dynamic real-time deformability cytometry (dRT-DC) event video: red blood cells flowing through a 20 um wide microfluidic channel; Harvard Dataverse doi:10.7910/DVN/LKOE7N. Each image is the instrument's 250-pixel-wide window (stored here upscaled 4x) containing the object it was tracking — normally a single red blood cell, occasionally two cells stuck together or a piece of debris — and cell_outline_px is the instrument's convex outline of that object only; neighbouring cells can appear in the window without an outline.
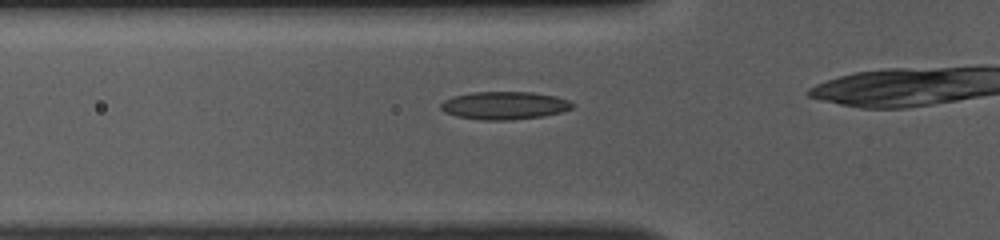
{"species": "common noctule bat (a hibernating species)", "species_latin": "Nyctalus noctula", "temperature_condition": "room temperature", "stored_images_in_passage": 17, "camera_frame_rate_fps": 3000, "um_per_image_px": 0.085, "animal": {"sex": "female", "body_mass_g": 10.0, "forearm_length_mm": 53.1}, "frame": {"image": 1, "passage_image": 12, "time_ms": 3.667, "image_size_px": [1000, 240], "cell_outline_px": [[576, 104], [572, 108], [560, 112], [544, 116], [512, 120], [480, 120], [456, 116], [444, 112], [440, 108], [440, 104], [444, 100], [452, 96], [472, 92], [532, 92], [556, 96], [568, 100]], "centroid_in_image_um": [42.86, 8.97], "position_along_channel_um": 82.9, "area_um2": 21.56}}
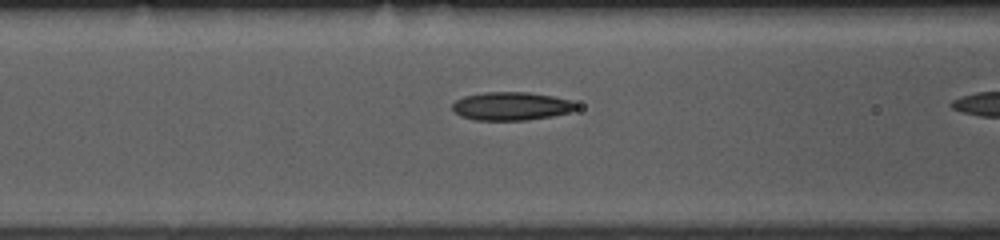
{"frame": {"image": 2, "passage_image": 15, "time_ms": 4.667, "image_size_px": [1000, 240], "cell_outline_px": [[576, 108], [572, 112], [552, 116], [528, 120], [476, 120], [460, 116], [452, 112], [452, 104], [456, 100], [464, 96], [484, 92], [528, 92], [552, 96], [572, 100], [576, 104]], "centroid_in_image_um": [43.44, 9.02], "position_along_channel_um": 123.2, "area_um2": 20.58}}